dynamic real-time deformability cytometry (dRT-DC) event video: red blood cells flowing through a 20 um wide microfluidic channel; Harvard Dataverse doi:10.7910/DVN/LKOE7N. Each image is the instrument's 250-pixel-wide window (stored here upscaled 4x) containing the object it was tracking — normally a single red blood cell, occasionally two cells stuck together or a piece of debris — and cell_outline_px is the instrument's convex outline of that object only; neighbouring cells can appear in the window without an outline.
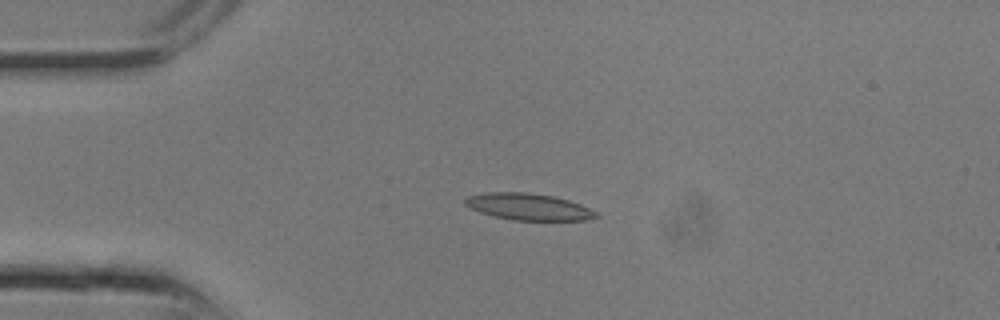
{"species": "common noctule bat (a hibernating species)", "species_latin": "Nyctalus noctula", "temperature_condition": "room temperature", "stored_images_in_passage": 4, "camera_frame_rate_fps": 3000, "um_per_image_px": 0.085, "animal": {"sex": "male", "body_mass_g": 13.3}, "frame": {"image": 1, "passage_image": 1, "time_ms": 0.0, "image_size_px": [1000, 320], "cell_outline_px": [[600, 216], [584, 220], [512, 220], [480, 212], [468, 208], [464, 204], [464, 200], [468, 196], [488, 192], [528, 192], [552, 196], [568, 200], [580, 204], [600, 212]], "centroid_in_image_um": [44.94, 17.57], "position_along_channel_um": 40.1, "area_um2": 20.4}}
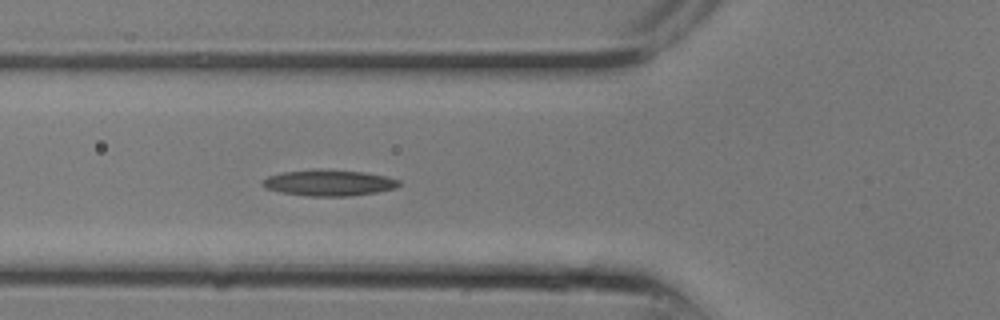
{"frame": {"image": 2, "passage_image": 4, "time_ms": 1.0, "image_size_px": [1000, 320], "cell_outline_px": [[400, 184], [396, 188], [376, 192], [352, 196], [308, 196], [280, 192], [264, 188], [260, 184], [268, 176], [284, 172], [320, 168], [364, 172], [384, 176], [400, 180]], "centroid_in_image_um": [27.94, 15.53], "position_along_channel_um": 97.9, "area_um2": 20.87}}